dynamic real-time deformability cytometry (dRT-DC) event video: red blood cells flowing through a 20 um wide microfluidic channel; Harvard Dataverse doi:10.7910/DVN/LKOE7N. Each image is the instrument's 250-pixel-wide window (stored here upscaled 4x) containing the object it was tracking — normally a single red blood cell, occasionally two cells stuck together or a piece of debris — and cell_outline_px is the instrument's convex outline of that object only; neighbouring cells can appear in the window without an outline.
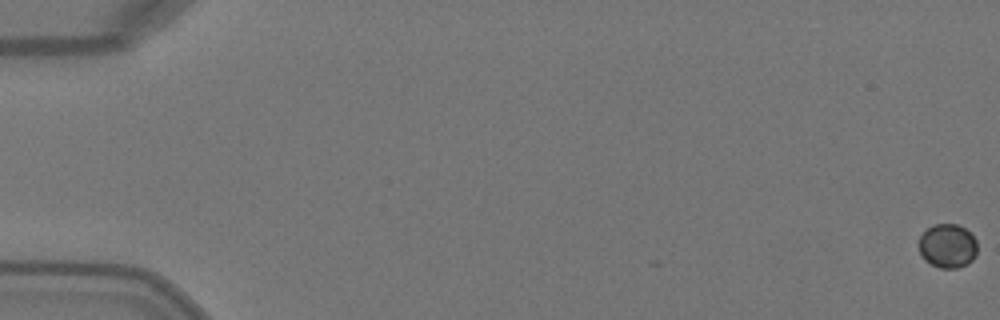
{"species": "Egyptian fruit bat (a non-hibernating species)", "species_latin": "Rousettus aegyptiacus", "temperature_condition": "warm", "stored_images_in_passage": 52, "camera_frame_rate_fps": 3000, "um_per_image_px": 0.085, "animal": {"sex": "female"}, "frame": {"image": 1, "passage_image": 1, "time_ms": 0.0, "image_size_px": [1000, 320], "cell_outline_px": [[976, 256], [968, 264], [956, 268], [940, 268], [924, 260], [920, 256], [920, 236], [932, 224], [956, 224], [964, 228], [976, 240]], "centroid_in_image_um": [80.54, 20.91], "position_along_channel_um": 4.5, "area_um2": 14.91}}
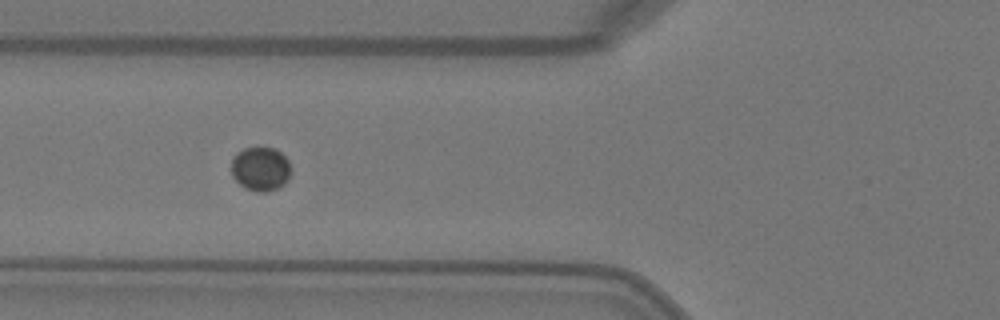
{"frame": {"image": 2, "passage_image": 21, "time_ms": 6.667, "image_size_px": [1000, 320], "cell_outline_px": [[288, 180], [284, 184], [276, 188], [264, 192], [256, 192], [244, 188], [232, 176], [232, 156], [236, 152], [244, 148], [276, 148], [288, 160]], "centroid_in_image_um": [22.1, 14.35], "position_along_channel_um": 103.7, "area_um2": 15.14}}
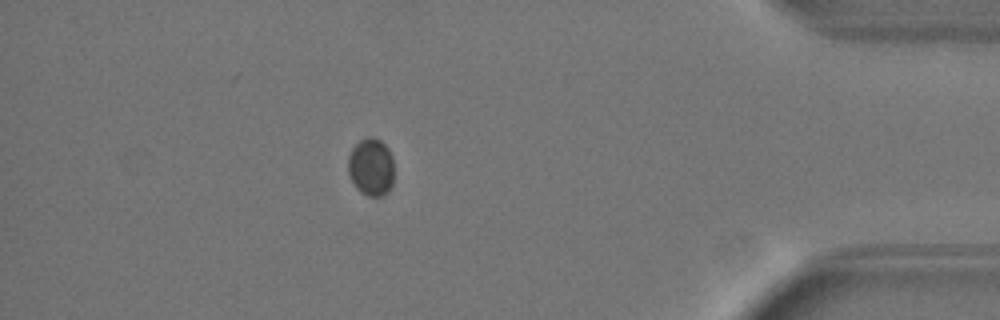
{"frame": {"image": 3, "passage_image": 46, "time_ms": 15.0, "image_size_px": [1000, 320], "cell_outline_px": [[392, 184], [388, 192], [384, 196], [368, 196], [360, 192], [356, 188], [348, 172], [348, 156], [352, 148], [360, 140], [368, 136], [372, 136], [380, 140], [388, 148], [392, 156]], "centroid_in_image_um": [31.53, 14.19], "position_along_channel_um": 403.7, "area_um2": 15.49}}